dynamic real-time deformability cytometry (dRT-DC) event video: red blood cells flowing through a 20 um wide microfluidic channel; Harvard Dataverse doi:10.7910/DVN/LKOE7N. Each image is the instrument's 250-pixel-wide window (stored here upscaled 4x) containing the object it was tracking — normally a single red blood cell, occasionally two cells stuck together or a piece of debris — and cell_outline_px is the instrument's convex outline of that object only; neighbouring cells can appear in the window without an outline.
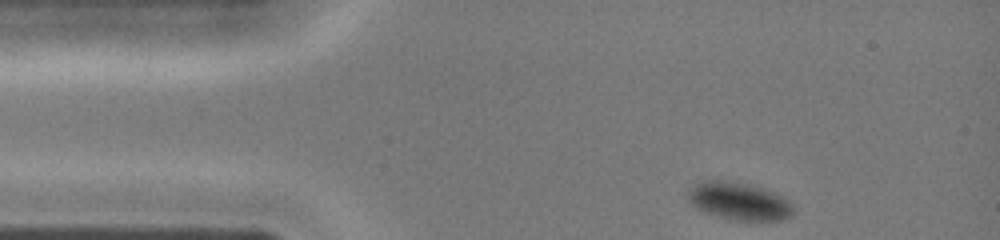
{"species": "common noctule bat (a hibernating species)", "species_latin": "Nyctalus noctula", "temperature_condition": "cold", "stored_images_in_passage": 32, "camera_frame_rate_fps": 3000, "um_per_image_px": 0.085, "animal": {"sex": "female", "body_mass_g": 19.0, "forearm_length_mm": 51.5}, "frame": {"image": 1, "passage_image": 1, "time_ms": 0.0, "image_size_px": [1000, 240], "cell_outline_px": [[792, 216], [784, 220], [732, 220], [704, 212], [692, 204], [688, 200], [688, 188], [692, 184], [704, 180], [724, 180], [748, 184], [776, 192], [788, 200], [792, 204]], "centroid_in_image_um": [62.8, 17.09], "position_along_channel_um": 22.2, "area_um2": 23.24}}
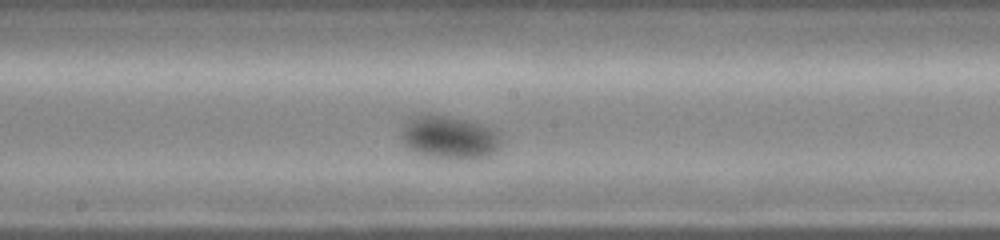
{"frame": {"image": 2, "passage_image": 17, "time_ms": 5.333, "image_size_px": [1000, 240], "cell_outline_px": [[500, 148], [496, 152], [488, 156], [468, 160], [456, 160], [428, 156], [416, 152], [408, 148], [404, 144], [400, 136], [400, 132], [404, 124], [412, 116], [424, 112], [448, 116], [468, 120], [492, 128], [500, 132]], "centroid_in_image_um": [38.19, 11.67], "position_along_channel_um": 210.0, "area_um2": 25.84}}
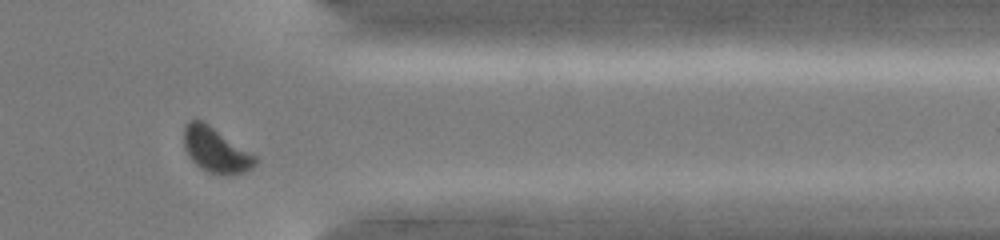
{"frame": {"image": 3, "passage_image": 29, "time_ms": 9.333, "image_size_px": [1000, 240], "cell_outline_px": [[260, 160], [252, 168], [244, 172], [208, 172], [200, 168], [192, 160], [184, 148], [184, 124], [188, 120], [200, 120], [208, 124], [256, 156]], "centroid_in_image_um": [18.32, 12.71], "position_along_channel_um": 393.1, "area_um2": 18.15}}